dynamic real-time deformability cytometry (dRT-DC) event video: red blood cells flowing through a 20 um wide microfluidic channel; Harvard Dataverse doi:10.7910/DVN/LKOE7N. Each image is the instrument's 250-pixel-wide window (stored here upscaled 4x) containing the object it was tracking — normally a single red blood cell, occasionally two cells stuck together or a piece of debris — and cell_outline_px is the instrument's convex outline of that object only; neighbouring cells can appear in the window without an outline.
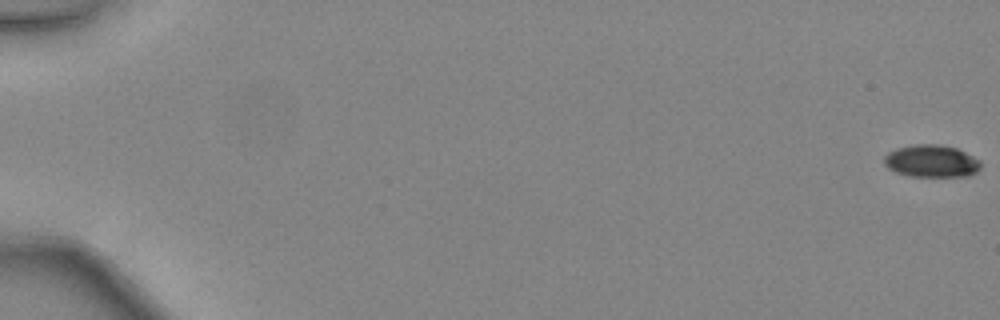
{"species": "common noctule bat (a hibernating species)", "species_latin": "Nyctalus noctula", "temperature_condition": "warm", "stored_images_in_passage": 13, "camera_frame_rate_fps": 3000, "um_per_image_px": 0.085, "animal": {"sex": "female", "body_mass_g": 24.6, "forearm_length_mm": 56.2}, "frame": {"image": 1, "passage_image": 1, "time_ms": 0.0, "image_size_px": [1000, 320], "cell_outline_px": [[980, 168], [976, 172], [968, 176], [908, 176], [896, 172], [888, 168], [884, 164], [884, 156], [888, 152], [896, 148], [916, 144], [936, 144], [956, 148], [980, 160]], "centroid_in_image_um": [79.15, 13.69], "position_along_channel_um": 5.9, "area_um2": 18.15}}